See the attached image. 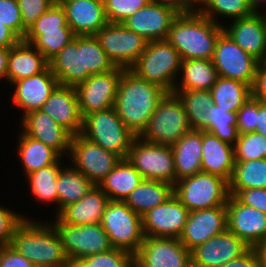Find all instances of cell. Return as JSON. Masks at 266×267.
<instances>
[{"label": "cell", "mask_w": 266, "mask_h": 267, "mask_svg": "<svg viewBox=\"0 0 266 267\" xmlns=\"http://www.w3.org/2000/svg\"><path fill=\"white\" fill-rule=\"evenodd\" d=\"M166 93L161 87L138 77L130 69H124L114 108L124 125L138 137Z\"/></svg>", "instance_id": "obj_1"}, {"label": "cell", "mask_w": 266, "mask_h": 267, "mask_svg": "<svg viewBox=\"0 0 266 267\" xmlns=\"http://www.w3.org/2000/svg\"><path fill=\"white\" fill-rule=\"evenodd\" d=\"M224 27L205 16L198 9L179 14L173 21L167 41L180 53L182 60H212L218 37Z\"/></svg>", "instance_id": "obj_2"}, {"label": "cell", "mask_w": 266, "mask_h": 267, "mask_svg": "<svg viewBox=\"0 0 266 267\" xmlns=\"http://www.w3.org/2000/svg\"><path fill=\"white\" fill-rule=\"evenodd\" d=\"M51 225L23 218L14 229L10 246L36 267H68L60 236Z\"/></svg>", "instance_id": "obj_3"}, {"label": "cell", "mask_w": 266, "mask_h": 267, "mask_svg": "<svg viewBox=\"0 0 266 267\" xmlns=\"http://www.w3.org/2000/svg\"><path fill=\"white\" fill-rule=\"evenodd\" d=\"M180 53L167 40L150 41L130 68L138 77L173 93L175 77L180 70Z\"/></svg>", "instance_id": "obj_4"}, {"label": "cell", "mask_w": 266, "mask_h": 267, "mask_svg": "<svg viewBox=\"0 0 266 267\" xmlns=\"http://www.w3.org/2000/svg\"><path fill=\"white\" fill-rule=\"evenodd\" d=\"M190 130L181 100L175 93H166L138 137L150 143L172 146Z\"/></svg>", "instance_id": "obj_5"}, {"label": "cell", "mask_w": 266, "mask_h": 267, "mask_svg": "<svg viewBox=\"0 0 266 267\" xmlns=\"http://www.w3.org/2000/svg\"><path fill=\"white\" fill-rule=\"evenodd\" d=\"M80 134L121 159L127 158L137 137L124 125L114 107L84 116Z\"/></svg>", "instance_id": "obj_6"}, {"label": "cell", "mask_w": 266, "mask_h": 267, "mask_svg": "<svg viewBox=\"0 0 266 267\" xmlns=\"http://www.w3.org/2000/svg\"><path fill=\"white\" fill-rule=\"evenodd\" d=\"M173 194L189 212L226 206L230 197L229 182L220 176L200 172L178 180Z\"/></svg>", "instance_id": "obj_7"}, {"label": "cell", "mask_w": 266, "mask_h": 267, "mask_svg": "<svg viewBox=\"0 0 266 267\" xmlns=\"http://www.w3.org/2000/svg\"><path fill=\"white\" fill-rule=\"evenodd\" d=\"M101 225L108 234L113 248L125 250L133 256L144 238L142 217L124 201H109L102 216Z\"/></svg>", "instance_id": "obj_8"}, {"label": "cell", "mask_w": 266, "mask_h": 267, "mask_svg": "<svg viewBox=\"0 0 266 267\" xmlns=\"http://www.w3.org/2000/svg\"><path fill=\"white\" fill-rule=\"evenodd\" d=\"M136 137L127 159L144 179L175 185L176 173L172 147L150 143ZM139 141V142H138Z\"/></svg>", "instance_id": "obj_9"}, {"label": "cell", "mask_w": 266, "mask_h": 267, "mask_svg": "<svg viewBox=\"0 0 266 267\" xmlns=\"http://www.w3.org/2000/svg\"><path fill=\"white\" fill-rule=\"evenodd\" d=\"M60 236L70 262H78L94 254L111 250L108 234L101 224L71 225L52 223Z\"/></svg>", "instance_id": "obj_10"}, {"label": "cell", "mask_w": 266, "mask_h": 267, "mask_svg": "<svg viewBox=\"0 0 266 267\" xmlns=\"http://www.w3.org/2000/svg\"><path fill=\"white\" fill-rule=\"evenodd\" d=\"M94 36L114 66L123 69L135 64L148 43L122 23H107Z\"/></svg>", "instance_id": "obj_11"}, {"label": "cell", "mask_w": 266, "mask_h": 267, "mask_svg": "<svg viewBox=\"0 0 266 267\" xmlns=\"http://www.w3.org/2000/svg\"><path fill=\"white\" fill-rule=\"evenodd\" d=\"M212 62L218 76L238 80L252 87L259 61L246 53L224 31L216 42Z\"/></svg>", "instance_id": "obj_12"}, {"label": "cell", "mask_w": 266, "mask_h": 267, "mask_svg": "<svg viewBox=\"0 0 266 267\" xmlns=\"http://www.w3.org/2000/svg\"><path fill=\"white\" fill-rule=\"evenodd\" d=\"M69 153L73 159L74 168L94 185H99L121 160L115 153L105 150L80 133L72 136Z\"/></svg>", "instance_id": "obj_13"}, {"label": "cell", "mask_w": 266, "mask_h": 267, "mask_svg": "<svg viewBox=\"0 0 266 267\" xmlns=\"http://www.w3.org/2000/svg\"><path fill=\"white\" fill-rule=\"evenodd\" d=\"M123 70L115 67L109 72L91 75L75 87L82 117L114 107Z\"/></svg>", "instance_id": "obj_14"}, {"label": "cell", "mask_w": 266, "mask_h": 267, "mask_svg": "<svg viewBox=\"0 0 266 267\" xmlns=\"http://www.w3.org/2000/svg\"><path fill=\"white\" fill-rule=\"evenodd\" d=\"M134 267H191V251L179 238L145 236L134 255Z\"/></svg>", "instance_id": "obj_15"}, {"label": "cell", "mask_w": 266, "mask_h": 267, "mask_svg": "<svg viewBox=\"0 0 266 267\" xmlns=\"http://www.w3.org/2000/svg\"><path fill=\"white\" fill-rule=\"evenodd\" d=\"M189 210L172 194L164 203L142 216L146 237L179 238L184 230Z\"/></svg>", "instance_id": "obj_16"}, {"label": "cell", "mask_w": 266, "mask_h": 267, "mask_svg": "<svg viewBox=\"0 0 266 267\" xmlns=\"http://www.w3.org/2000/svg\"><path fill=\"white\" fill-rule=\"evenodd\" d=\"M250 247L228 229L191 250V267H221Z\"/></svg>", "instance_id": "obj_17"}, {"label": "cell", "mask_w": 266, "mask_h": 267, "mask_svg": "<svg viewBox=\"0 0 266 267\" xmlns=\"http://www.w3.org/2000/svg\"><path fill=\"white\" fill-rule=\"evenodd\" d=\"M179 15L174 9L150 1L122 24L146 41L166 40L175 18Z\"/></svg>", "instance_id": "obj_18"}, {"label": "cell", "mask_w": 266, "mask_h": 267, "mask_svg": "<svg viewBox=\"0 0 266 267\" xmlns=\"http://www.w3.org/2000/svg\"><path fill=\"white\" fill-rule=\"evenodd\" d=\"M227 229L249 247L255 246L266 236V214L242 204L234 195L226 203Z\"/></svg>", "instance_id": "obj_19"}, {"label": "cell", "mask_w": 266, "mask_h": 267, "mask_svg": "<svg viewBox=\"0 0 266 267\" xmlns=\"http://www.w3.org/2000/svg\"><path fill=\"white\" fill-rule=\"evenodd\" d=\"M227 229L226 206L189 212L180 242L192 250Z\"/></svg>", "instance_id": "obj_20"}, {"label": "cell", "mask_w": 266, "mask_h": 267, "mask_svg": "<svg viewBox=\"0 0 266 267\" xmlns=\"http://www.w3.org/2000/svg\"><path fill=\"white\" fill-rule=\"evenodd\" d=\"M40 110L72 136L81 133L83 117L75 87L58 84Z\"/></svg>", "instance_id": "obj_21"}, {"label": "cell", "mask_w": 266, "mask_h": 267, "mask_svg": "<svg viewBox=\"0 0 266 267\" xmlns=\"http://www.w3.org/2000/svg\"><path fill=\"white\" fill-rule=\"evenodd\" d=\"M76 36L95 35L108 21L103 0H57Z\"/></svg>", "instance_id": "obj_22"}, {"label": "cell", "mask_w": 266, "mask_h": 267, "mask_svg": "<svg viewBox=\"0 0 266 267\" xmlns=\"http://www.w3.org/2000/svg\"><path fill=\"white\" fill-rule=\"evenodd\" d=\"M233 22L229 30L223 31L246 53L258 61L266 60V15L253 13Z\"/></svg>", "instance_id": "obj_23"}, {"label": "cell", "mask_w": 266, "mask_h": 267, "mask_svg": "<svg viewBox=\"0 0 266 267\" xmlns=\"http://www.w3.org/2000/svg\"><path fill=\"white\" fill-rule=\"evenodd\" d=\"M59 85L76 87L91 76L84 70L83 36L75 38L49 61Z\"/></svg>", "instance_id": "obj_24"}, {"label": "cell", "mask_w": 266, "mask_h": 267, "mask_svg": "<svg viewBox=\"0 0 266 267\" xmlns=\"http://www.w3.org/2000/svg\"><path fill=\"white\" fill-rule=\"evenodd\" d=\"M22 124L26 135L43 142L60 156L70 149L72 135L40 109L24 115Z\"/></svg>", "instance_id": "obj_25"}, {"label": "cell", "mask_w": 266, "mask_h": 267, "mask_svg": "<svg viewBox=\"0 0 266 267\" xmlns=\"http://www.w3.org/2000/svg\"><path fill=\"white\" fill-rule=\"evenodd\" d=\"M12 84L16 86L13 103L24 109V116L28 112L41 109L51 92L58 85V81L48 67L38 75L15 81Z\"/></svg>", "instance_id": "obj_26"}, {"label": "cell", "mask_w": 266, "mask_h": 267, "mask_svg": "<svg viewBox=\"0 0 266 267\" xmlns=\"http://www.w3.org/2000/svg\"><path fill=\"white\" fill-rule=\"evenodd\" d=\"M109 198L98 185H94L79 201L65 206L55 223L71 225L101 224Z\"/></svg>", "instance_id": "obj_27"}, {"label": "cell", "mask_w": 266, "mask_h": 267, "mask_svg": "<svg viewBox=\"0 0 266 267\" xmlns=\"http://www.w3.org/2000/svg\"><path fill=\"white\" fill-rule=\"evenodd\" d=\"M234 166L235 158L233 145L202 130L201 171L220 176L229 182Z\"/></svg>", "instance_id": "obj_28"}, {"label": "cell", "mask_w": 266, "mask_h": 267, "mask_svg": "<svg viewBox=\"0 0 266 267\" xmlns=\"http://www.w3.org/2000/svg\"><path fill=\"white\" fill-rule=\"evenodd\" d=\"M48 67L49 61L31 44L21 40L10 48L6 79L13 83L38 75Z\"/></svg>", "instance_id": "obj_29"}, {"label": "cell", "mask_w": 266, "mask_h": 267, "mask_svg": "<svg viewBox=\"0 0 266 267\" xmlns=\"http://www.w3.org/2000/svg\"><path fill=\"white\" fill-rule=\"evenodd\" d=\"M171 147L177 181L202 172V130L191 129Z\"/></svg>", "instance_id": "obj_30"}, {"label": "cell", "mask_w": 266, "mask_h": 267, "mask_svg": "<svg viewBox=\"0 0 266 267\" xmlns=\"http://www.w3.org/2000/svg\"><path fill=\"white\" fill-rule=\"evenodd\" d=\"M143 179L138 170L127 158H124L116 164L98 186L110 201H124Z\"/></svg>", "instance_id": "obj_31"}, {"label": "cell", "mask_w": 266, "mask_h": 267, "mask_svg": "<svg viewBox=\"0 0 266 267\" xmlns=\"http://www.w3.org/2000/svg\"><path fill=\"white\" fill-rule=\"evenodd\" d=\"M173 194V186L162 181L143 179L124 202L139 216L164 203Z\"/></svg>", "instance_id": "obj_32"}, {"label": "cell", "mask_w": 266, "mask_h": 267, "mask_svg": "<svg viewBox=\"0 0 266 267\" xmlns=\"http://www.w3.org/2000/svg\"><path fill=\"white\" fill-rule=\"evenodd\" d=\"M180 71L183 72V80L181 86L175 85L174 90H210L218 78L212 60H182Z\"/></svg>", "instance_id": "obj_33"}, {"label": "cell", "mask_w": 266, "mask_h": 267, "mask_svg": "<svg viewBox=\"0 0 266 267\" xmlns=\"http://www.w3.org/2000/svg\"><path fill=\"white\" fill-rule=\"evenodd\" d=\"M210 91L213 104L228 109L229 112H237L252 97L251 86L248 84L220 76Z\"/></svg>", "instance_id": "obj_34"}, {"label": "cell", "mask_w": 266, "mask_h": 267, "mask_svg": "<svg viewBox=\"0 0 266 267\" xmlns=\"http://www.w3.org/2000/svg\"><path fill=\"white\" fill-rule=\"evenodd\" d=\"M181 100L191 129L206 130L209 127L208 109L213 104L210 90H173Z\"/></svg>", "instance_id": "obj_35"}, {"label": "cell", "mask_w": 266, "mask_h": 267, "mask_svg": "<svg viewBox=\"0 0 266 267\" xmlns=\"http://www.w3.org/2000/svg\"><path fill=\"white\" fill-rule=\"evenodd\" d=\"M93 186L94 184L74 167L60 169L55 186L58 192V212L79 201Z\"/></svg>", "instance_id": "obj_36"}, {"label": "cell", "mask_w": 266, "mask_h": 267, "mask_svg": "<svg viewBox=\"0 0 266 267\" xmlns=\"http://www.w3.org/2000/svg\"><path fill=\"white\" fill-rule=\"evenodd\" d=\"M251 188H266V159L235 162L229 181L230 195Z\"/></svg>", "instance_id": "obj_37"}, {"label": "cell", "mask_w": 266, "mask_h": 267, "mask_svg": "<svg viewBox=\"0 0 266 267\" xmlns=\"http://www.w3.org/2000/svg\"><path fill=\"white\" fill-rule=\"evenodd\" d=\"M19 155L26 175L43 167L55 164L61 157L54 149L35 140L24 132L20 137Z\"/></svg>", "instance_id": "obj_38"}, {"label": "cell", "mask_w": 266, "mask_h": 267, "mask_svg": "<svg viewBox=\"0 0 266 267\" xmlns=\"http://www.w3.org/2000/svg\"><path fill=\"white\" fill-rule=\"evenodd\" d=\"M60 160L55 164L43 167L27 175L33 195L40 201L56 202L58 205V192L56 183L60 169Z\"/></svg>", "instance_id": "obj_39"}, {"label": "cell", "mask_w": 266, "mask_h": 267, "mask_svg": "<svg viewBox=\"0 0 266 267\" xmlns=\"http://www.w3.org/2000/svg\"><path fill=\"white\" fill-rule=\"evenodd\" d=\"M209 127L205 130L220 140L234 145L238 139L237 112H229L220 106L211 104L208 109Z\"/></svg>", "instance_id": "obj_40"}, {"label": "cell", "mask_w": 266, "mask_h": 267, "mask_svg": "<svg viewBox=\"0 0 266 267\" xmlns=\"http://www.w3.org/2000/svg\"><path fill=\"white\" fill-rule=\"evenodd\" d=\"M75 36L70 27H60V30L42 31V34L38 35L30 44L50 61Z\"/></svg>", "instance_id": "obj_41"}, {"label": "cell", "mask_w": 266, "mask_h": 267, "mask_svg": "<svg viewBox=\"0 0 266 267\" xmlns=\"http://www.w3.org/2000/svg\"><path fill=\"white\" fill-rule=\"evenodd\" d=\"M60 27H70L67 24L65 11L61 4L56 0L54 4L42 14L30 27L26 30L23 41L31 43L42 31L60 30Z\"/></svg>", "instance_id": "obj_42"}, {"label": "cell", "mask_w": 266, "mask_h": 267, "mask_svg": "<svg viewBox=\"0 0 266 267\" xmlns=\"http://www.w3.org/2000/svg\"><path fill=\"white\" fill-rule=\"evenodd\" d=\"M203 5L207 8H199L198 11L216 23L217 20L213 17L216 14L225 15L234 18V20L249 17L253 14L246 0H206Z\"/></svg>", "instance_id": "obj_43"}, {"label": "cell", "mask_w": 266, "mask_h": 267, "mask_svg": "<svg viewBox=\"0 0 266 267\" xmlns=\"http://www.w3.org/2000/svg\"><path fill=\"white\" fill-rule=\"evenodd\" d=\"M84 70L91 75L109 72L115 68L94 35L83 36Z\"/></svg>", "instance_id": "obj_44"}, {"label": "cell", "mask_w": 266, "mask_h": 267, "mask_svg": "<svg viewBox=\"0 0 266 267\" xmlns=\"http://www.w3.org/2000/svg\"><path fill=\"white\" fill-rule=\"evenodd\" d=\"M233 148L235 162L266 159V137L258 132L240 134Z\"/></svg>", "instance_id": "obj_45"}, {"label": "cell", "mask_w": 266, "mask_h": 267, "mask_svg": "<svg viewBox=\"0 0 266 267\" xmlns=\"http://www.w3.org/2000/svg\"><path fill=\"white\" fill-rule=\"evenodd\" d=\"M81 267H134V256L121 249L112 248L77 262Z\"/></svg>", "instance_id": "obj_46"}, {"label": "cell", "mask_w": 266, "mask_h": 267, "mask_svg": "<svg viewBox=\"0 0 266 267\" xmlns=\"http://www.w3.org/2000/svg\"><path fill=\"white\" fill-rule=\"evenodd\" d=\"M151 0H103L108 23H122Z\"/></svg>", "instance_id": "obj_47"}, {"label": "cell", "mask_w": 266, "mask_h": 267, "mask_svg": "<svg viewBox=\"0 0 266 267\" xmlns=\"http://www.w3.org/2000/svg\"><path fill=\"white\" fill-rule=\"evenodd\" d=\"M0 22L11 28L23 40L27 29L22 24L17 0H0Z\"/></svg>", "instance_id": "obj_48"}, {"label": "cell", "mask_w": 266, "mask_h": 267, "mask_svg": "<svg viewBox=\"0 0 266 267\" xmlns=\"http://www.w3.org/2000/svg\"><path fill=\"white\" fill-rule=\"evenodd\" d=\"M56 0H17L22 24L28 29Z\"/></svg>", "instance_id": "obj_49"}, {"label": "cell", "mask_w": 266, "mask_h": 267, "mask_svg": "<svg viewBox=\"0 0 266 267\" xmlns=\"http://www.w3.org/2000/svg\"><path fill=\"white\" fill-rule=\"evenodd\" d=\"M257 99L250 97L237 111V132L245 134L256 132Z\"/></svg>", "instance_id": "obj_50"}, {"label": "cell", "mask_w": 266, "mask_h": 267, "mask_svg": "<svg viewBox=\"0 0 266 267\" xmlns=\"http://www.w3.org/2000/svg\"><path fill=\"white\" fill-rule=\"evenodd\" d=\"M24 216L0 207V247L10 245L15 227Z\"/></svg>", "instance_id": "obj_51"}, {"label": "cell", "mask_w": 266, "mask_h": 267, "mask_svg": "<svg viewBox=\"0 0 266 267\" xmlns=\"http://www.w3.org/2000/svg\"><path fill=\"white\" fill-rule=\"evenodd\" d=\"M235 197L242 204L254 207L266 214V188L240 190Z\"/></svg>", "instance_id": "obj_52"}, {"label": "cell", "mask_w": 266, "mask_h": 267, "mask_svg": "<svg viewBox=\"0 0 266 267\" xmlns=\"http://www.w3.org/2000/svg\"><path fill=\"white\" fill-rule=\"evenodd\" d=\"M0 267H36L30 260L19 254L12 246L0 247Z\"/></svg>", "instance_id": "obj_53"}, {"label": "cell", "mask_w": 266, "mask_h": 267, "mask_svg": "<svg viewBox=\"0 0 266 267\" xmlns=\"http://www.w3.org/2000/svg\"><path fill=\"white\" fill-rule=\"evenodd\" d=\"M251 92L253 98L266 102V60L259 61Z\"/></svg>", "instance_id": "obj_54"}, {"label": "cell", "mask_w": 266, "mask_h": 267, "mask_svg": "<svg viewBox=\"0 0 266 267\" xmlns=\"http://www.w3.org/2000/svg\"><path fill=\"white\" fill-rule=\"evenodd\" d=\"M221 267H259L254 250L250 247L243 255Z\"/></svg>", "instance_id": "obj_55"}, {"label": "cell", "mask_w": 266, "mask_h": 267, "mask_svg": "<svg viewBox=\"0 0 266 267\" xmlns=\"http://www.w3.org/2000/svg\"><path fill=\"white\" fill-rule=\"evenodd\" d=\"M154 3H158L162 6H167L174 9L179 14H185L195 11L194 5L190 3V0H151Z\"/></svg>", "instance_id": "obj_56"}, {"label": "cell", "mask_w": 266, "mask_h": 267, "mask_svg": "<svg viewBox=\"0 0 266 267\" xmlns=\"http://www.w3.org/2000/svg\"><path fill=\"white\" fill-rule=\"evenodd\" d=\"M22 39L9 27L0 22V47L11 48Z\"/></svg>", "instance_id": "obj_57"}, {"label": "cell", "mask_w": 266, "mask_h": 267, "mask_svg": "<svg viewBox=\"0 0 266 267\" xmlns=\"http://www.w3.org/2000/svg\"><path fill=\"white\" fill-rule=\"evenodd\" d=\"M256 132L266 137V102L257 100Z\"/></svg>", "instance_id": "obj_58"}, {"label": "cell", "mask_w": 266, "mask_h": 267, "mask_svg": "<svg viewBox=\"0 0 266 267\" xmlns=\"http://www.w3.org/2000/svg\"><path fill=\"white\" fill-rule=\"evenodd\" d=\"M257 257L258 266L266 267V236L265 238L252 247Z\"/></svg>", "instance_id": "obj_59"}, {"label": "cell", "mask_w": 266, "mask_h": 267, "mask_svg": "<svg viewBox=\"0 0 266 267\" xmlns=\"http://www.w3.org/2000/svg\"><path fill=\"white\" fill-rule=\"evenodd\" d=\"M10 48L0 47V78H7V60Z\"/></svg>", "instance_id": "obj_60"}, {"label": "cell", "mask_w": 266, "mask_h": 267, "mask_svg": "<svg viewBox=\"0 0 266 267\" xmlns=\"http://www.w3.org/2000/svg\"><path fill=\"white\" fill-rule=\"evenodd\" d=\"M246 1H247L248 6L253 11V13H258L257 8L260 5V2H262V1L264 2V0H246Z\"/></svg>", "instance_id": "obj_61"}, {"label": "cell", "mask_w": 266, "mask_h": 267, "mask_svg": "<svg viewBox=\"0 0 266 267\" xmlns=\"http://www.w3.org/2000/svg\"><path fill=\"white\" fill-rule=\"evenodd\" d=\"M206 0H190V3L193 5V4H195V3H197V4H204V2H205Z\"/></svg>", "instance_id": "obj_62"}, {"label": "cell", "mask_w": 266, "mask_h": 267, "mask_svg": "<svg viewBox=\"0 0 266 267\" xmlns=\"http://www.w3.org/2000/svg\"><path fill=\"white\" fill-rule=\"evenodd\" d=\"M68 267H81L77 262H70Z\"/></svg>", "instance_id": "obj_63"}]
</instances>
